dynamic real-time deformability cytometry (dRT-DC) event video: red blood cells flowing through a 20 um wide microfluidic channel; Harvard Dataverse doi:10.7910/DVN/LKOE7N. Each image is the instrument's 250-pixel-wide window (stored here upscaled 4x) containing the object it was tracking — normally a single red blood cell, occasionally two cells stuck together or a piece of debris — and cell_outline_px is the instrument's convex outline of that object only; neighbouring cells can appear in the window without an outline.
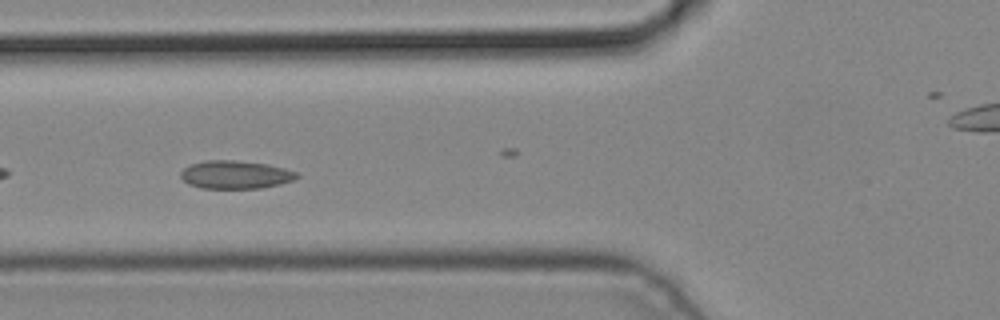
{"species": "common noctule bat (a hibernating species)", "species_latin": "Nyctalus noctula", "temperature_condition": "cold", "stored_images_in_passage": 4, "camera_frame_rate_fps": 3000, "um_per_image_px": 0.085, "animal": {"sex": "male", "body_mass_g": 19.2, "forearm_length_mm": 51.8}, "frame": {"image": 1, "passage_image": 2, "time_ms": 0.333, "image_size_px": [1000, 320], "cell_outline_px": [[300, 176], [296, 180], [280, 184], [260, 188], [200, 188], [188, 184], [180, 176], [180, 172], [184, 168], [192, 164], [204, 160], [236, 160], [268, 164], [284, 168], [296, 172]], "centroid_in_image_um": [20.03, 14.84], "position_along_channel_um": 105.8, "area_um2": 19.13}}